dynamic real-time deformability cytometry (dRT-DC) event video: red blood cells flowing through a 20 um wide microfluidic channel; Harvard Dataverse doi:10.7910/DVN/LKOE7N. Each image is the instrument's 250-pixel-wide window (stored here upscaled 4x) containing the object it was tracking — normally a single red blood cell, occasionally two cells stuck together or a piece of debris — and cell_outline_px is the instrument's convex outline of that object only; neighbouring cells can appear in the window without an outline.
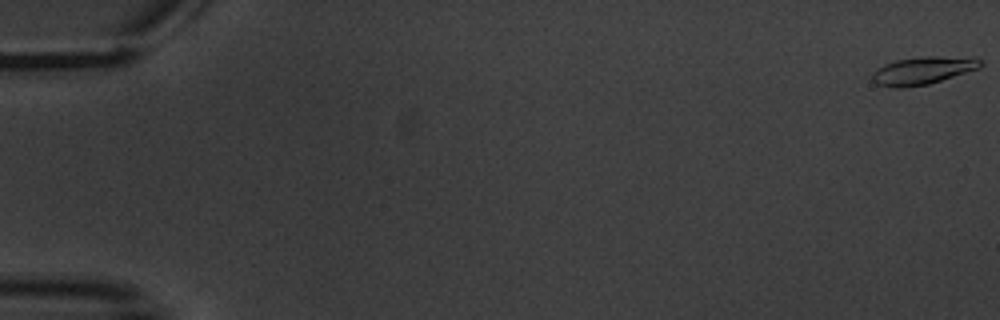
{"species": "common noctule bat (a hibernating species)", "species_latin": "Nyctalus noctula", "temperature_condition": "warm", "stored_images_in_passage": 11, "camera_frame_rate_fps": 3000, "um_per_image_px": 0.085, "animal": {"sex": "male", "body_mass_g": 20.1, "forearm_length_mm": 53.5}, "frame": {"image": 1, "passage_image": 1, "time_ms": 0.0, "image_size_px": [1000, 320], "cell_outline_px": [[984, 64], [980, 68], [928, 84], [900, 88], [892, 88], [876, 84], [872, 80], [872, 72], [884, 64], [896, 60], [924, 56], [976, 56], [984, 60]], "centroid_in_image_um": [78.51, 5.97], "position_along_channel_um": 6.5, "area_um2": 17.86}}
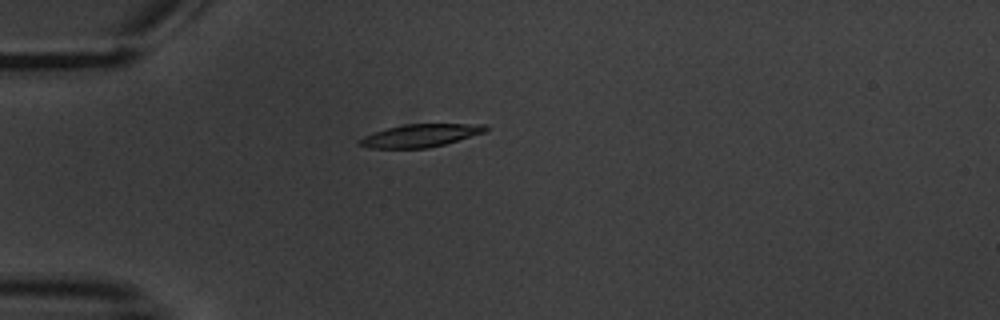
{"frame": {"image": 2, "passage_image": 5, "time_ms": 5.667, "image_size_px": [1000, 320], "cell_outline_px": [[488, 128], [484, 132], [444, 144], [428, 148], [368, 148], [356, 144], [356, 140], [364, 136], [388, 128], [404, 124], [488, 124]], "centroid_in_image_um": [35.69, 11.52], "position_along_channel_um": 49.3, "area_um2": 16.65}}
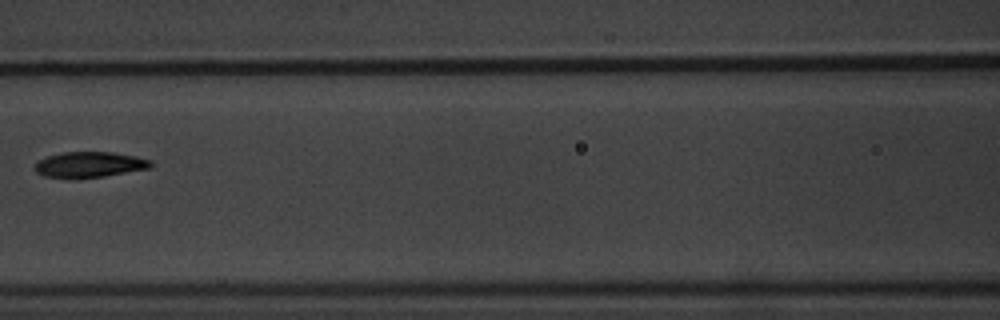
{"frame": {"image": 3, "passage_image": 8, "time_ms": 9.333, "image_size_px": [1000, 320], "cell_outline_px": [[152, 168], [104, 176], [72, 180], [44, 176], [36, 172], [32, 168], [36, 160], [48, 156], [64, 152], [112, 152], [136, 156], [152, 160]], "centroid_in_image_um": [7.56, 14.01], "position_along_channel_um": 159.0, "area_um2": 17.86}}